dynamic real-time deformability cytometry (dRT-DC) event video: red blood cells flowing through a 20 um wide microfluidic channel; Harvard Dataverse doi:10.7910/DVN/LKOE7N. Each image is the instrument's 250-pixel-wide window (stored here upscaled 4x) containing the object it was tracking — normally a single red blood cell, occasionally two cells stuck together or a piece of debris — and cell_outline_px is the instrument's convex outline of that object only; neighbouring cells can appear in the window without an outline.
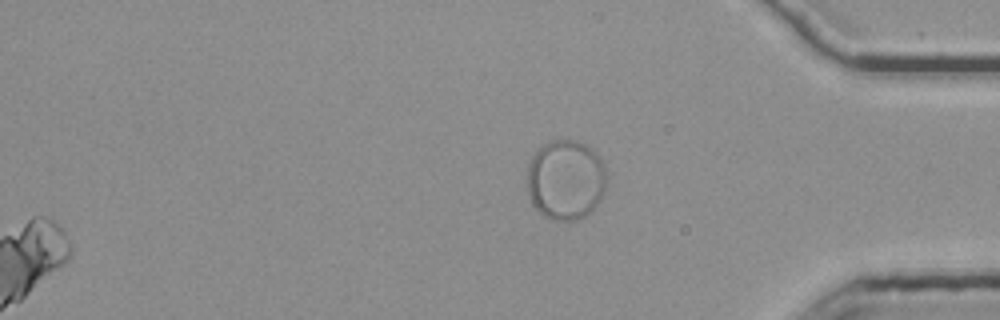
{"species": "common noctule bat (a hibernating species)", "species_latin": "Nyctalus noctula", "temperature_condition": "room temperature", "stored_images_in_passage": 47, "segment_of_instrument_passage": [2, 2], "camera_frame_rate_fps": 3000, "um_per_image_px": 0.085, "animal": {"sex": "female", "body_mass_g": 25.1}, "frame": {"image": 1, "passage_image": 47, "time_ms": 15.333, "image_size_px": [1000, 320], "cell_outline_px": [[608, 176], [604, 196], [584, 216], [576, 220], [552, 220], [544, 216], [532, 204], [528, 192], [528, 164], [532, 156], [548, 140], [576, 140], [588, 144], [596, 152]], "centroid_in_image_um": [48.1, 15.27], "position_along_channel_um": 387.1, "area_um2": 37.28}}